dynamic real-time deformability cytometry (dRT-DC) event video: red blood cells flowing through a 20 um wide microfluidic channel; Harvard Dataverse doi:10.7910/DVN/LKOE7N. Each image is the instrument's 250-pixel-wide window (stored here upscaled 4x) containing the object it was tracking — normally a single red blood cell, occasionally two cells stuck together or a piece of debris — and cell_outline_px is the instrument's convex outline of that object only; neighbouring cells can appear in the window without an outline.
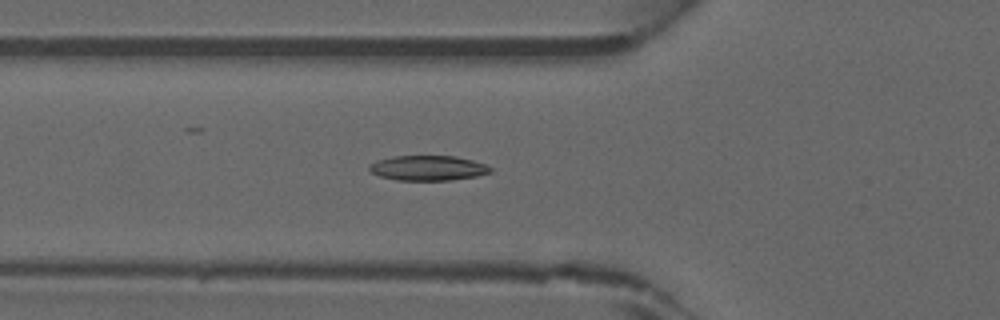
{"species": "common noctule bat (a hibernating species)", "species_latin": "Nyctalus noctula", "temperature_condition": "warm", "stored_images_in_passage": 40, "camera_frame_rate_fps": 3000, "um_per_image_px": 0.085, "animal": {"sex": "male", "forearm_length_mm": 52.5}, "frame": {"image": 1, "passage_image": 11, "time_ms": 3.333, "image_size_px": [1000, 320], "cell_outline_px": [[492, 172], [476, 176], [452, 180], [396, 180], [380, 176], [372, 172], [368, 168], [368, 164], [376, 160], [392, 156], [456, 156], [472, 160], [484, 164], [492, 168]], "centroid_in_image_um": [36.35, 14.28], "position_along_channel_um": 89.4, "area_um2": 17.69}}
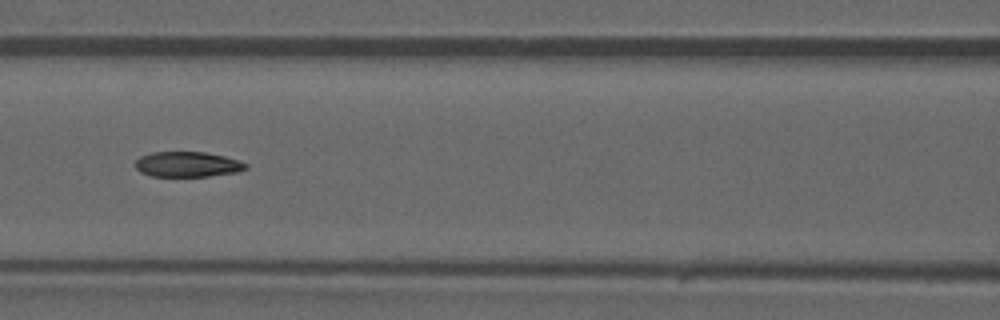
{"frame": {"image": 2, "passage_image": 15, "time_ms": 4.667, "image_size_px": [1000, 320], "cell_outline_px": [[248, 168], [236, 172], [208, 176], [152, 176], [140, 172], [136, 168], [136, 160], [140, 156], [152, 152], [204, 152], [224, 156], [248, 164]], "centroid_in_image_um": [15.92, 13.97], "position_along_channel_um": 150.7, "area_um2": 16.13}}
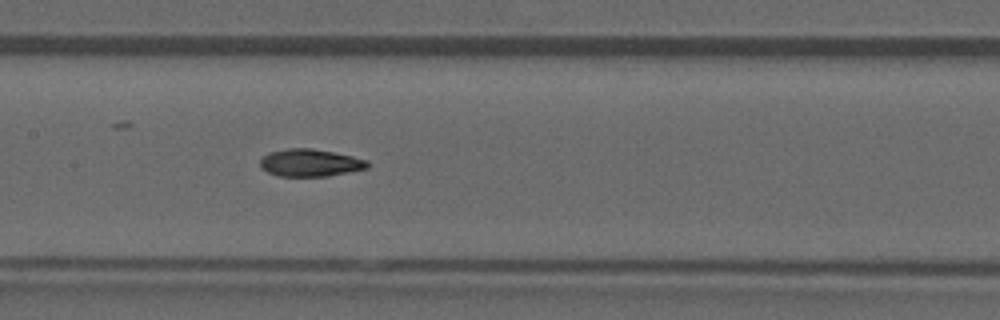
{"frame": {"image": 3, "passage_image": 17, "time_ms": 5.333, "image_size_px": [1000, 320], "cell_outline_px": [[368, 168], [328, 176], [280, 176], [268, 172], [260, 168], [260, 160], [264, 156], [272, 152], [288, 148], [312, 148], [352, 156], [368, 160]], "centroid_in_image_um": [26.37, 13.84], "position_along_channel_um": 181.0, "area_um2": 16.99}}